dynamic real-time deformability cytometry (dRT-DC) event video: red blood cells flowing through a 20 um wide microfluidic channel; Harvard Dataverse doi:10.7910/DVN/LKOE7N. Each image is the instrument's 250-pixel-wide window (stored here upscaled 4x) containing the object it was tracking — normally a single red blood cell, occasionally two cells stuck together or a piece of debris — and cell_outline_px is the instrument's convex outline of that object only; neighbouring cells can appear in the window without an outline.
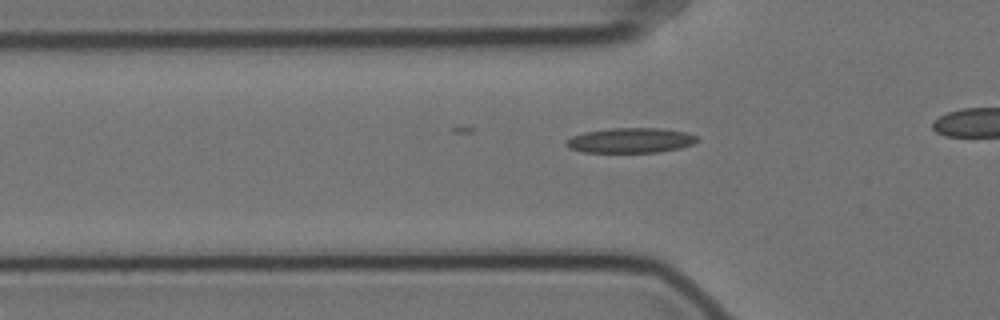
{"species": "Egyptian fruit bat (a non-hibernating species)", "species_latin": "Rousettus aegyptiacus", "temperature_condition": "cold", "stored_images_in_passage": 37, "camera_frame_rate_fps": 3000, "um_per_image_px": 0.085, "animal": {"sex": "female"}, "frame": {"image": 1, "passage_image": 10, "time_ms": 3.0, "image_size_px": [1000, 320], "cell_outline_px": [[700, 140], [692, 144], [680, 148], [660, 152], [584, 152], [572, 148], [564, 144], [564, 140], [572, 136], [584, 132], [612, 128], [660, 128], [688, 132], [696, 136]], "centroid_in_image_um": [53.62, 11.93], "position_along_channel_um": 72.2, "area_um2": 19.13}}
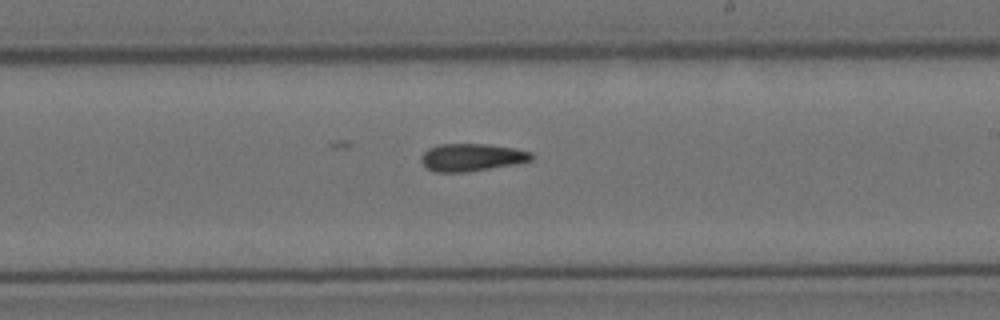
{"frame": {"image": 2, "passage_image": 25, "time_ms": 8.0, "image_size_px": [1000, 320], "cell_outline_px": [[536, 156], [532, 160], [488, 168], [464, 172], [436, 172], [428, 168], [420, 160], [420, 156], [428, 148], [440, 144], [488, 144], [512, 148], [532, 152]], "centroid_in_image_um": [40.07, 13.36], "position_along_channel_um": 248.9, "area_um2": 17.46}}
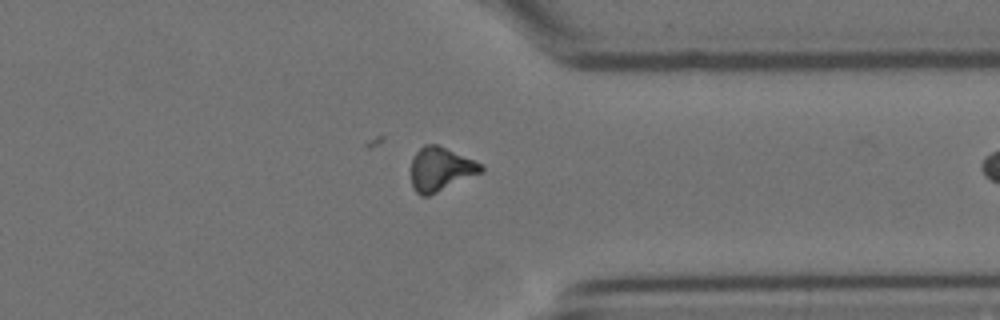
{"frame": {"image": 3, "passage_image": 36, "time_ms": 11.667, "image_size_px": [1000, 320], "cell_outline_px": [[484, 172], [428, 196], [420, 196], [416, 192], [412, 184], [412, 156], [424, 144], [436, 144], [472, 160], [480, 164], [484, 168]], "centroid_in_image_um": [37.44, 14.39], "position_along_channel_um": 374.0, "area_um2": 17.63}}